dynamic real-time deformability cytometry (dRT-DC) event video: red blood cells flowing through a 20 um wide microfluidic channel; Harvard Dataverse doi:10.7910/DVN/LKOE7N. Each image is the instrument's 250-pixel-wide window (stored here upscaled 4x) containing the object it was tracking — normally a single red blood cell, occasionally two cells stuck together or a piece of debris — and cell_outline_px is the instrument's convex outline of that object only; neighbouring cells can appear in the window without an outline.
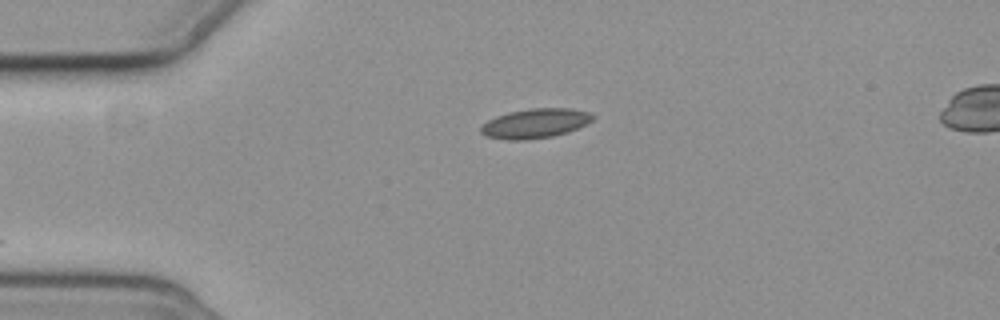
{"species": "common noctule bat (a hibernating species)", "species_latin": "Nyctalus noctula", "temperature_condition": "cold", "stored_images_in_passage": 4, "camera_frame_rate_fps": 3000, "um_per_image_px": 0.085, "animal": {"sex": "female", "body_mass_g": 19.3, "forearm_length_mm": 54.1}, "frame": {"image": 1, "passage_image": 4, "time_ms": 6.0, "image_size_px": [1000, 320], "cell_outline_px": [[596, 116], [592, 120], [568, 132], [552, 136], [524, 140], [508, 140], [484, 136], [480, 132], [480, 128], [488, 120], [496, 116], [508, 112], [532, 108], [572, 108], [588, 112]], "centroid_in_image_um": [45.47, 10.48], "position_along_channel_um": 39.5, "area_um2": 19.19}}